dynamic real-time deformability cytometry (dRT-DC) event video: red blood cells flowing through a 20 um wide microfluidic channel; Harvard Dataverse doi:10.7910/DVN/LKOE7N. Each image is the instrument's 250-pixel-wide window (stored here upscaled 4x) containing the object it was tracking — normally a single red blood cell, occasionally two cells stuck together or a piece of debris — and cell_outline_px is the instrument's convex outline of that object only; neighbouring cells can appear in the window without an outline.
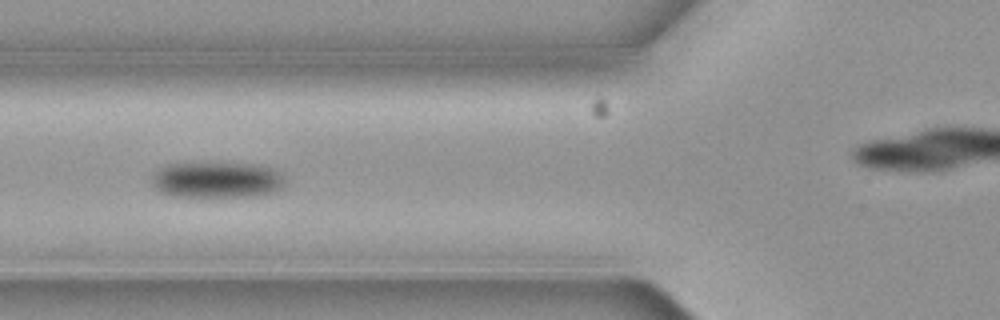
{"species": "common noctule bat (a hibernating species)", "species_latin": "Nyctalus noctula", "temperature_condition": "cold", "stored_images_in_passage": 15, "camera_frame_rate_fps": 3000, "um_per_image_px": 0.085, "animal": {"sex": "female", "body_mass_g": 19.3, "forearm_length_mm": 54.1}, "frame": {"image": 1, "passage_image": 5, "time_ms": 1.333, "image_size_px": [1000, 320], "cell_outline_px": [[288, 180], [280, 188], [272, 192], [252, 196], [172, 196], [160, 192], [152, 184], [152, 172], [168, 164], [260, 164], [272, 168], [284, 176]], "centroid_in_image_um": [18.44, 15.29], "position_along_channel_um": 107.4, "area_um2": 27.74}}